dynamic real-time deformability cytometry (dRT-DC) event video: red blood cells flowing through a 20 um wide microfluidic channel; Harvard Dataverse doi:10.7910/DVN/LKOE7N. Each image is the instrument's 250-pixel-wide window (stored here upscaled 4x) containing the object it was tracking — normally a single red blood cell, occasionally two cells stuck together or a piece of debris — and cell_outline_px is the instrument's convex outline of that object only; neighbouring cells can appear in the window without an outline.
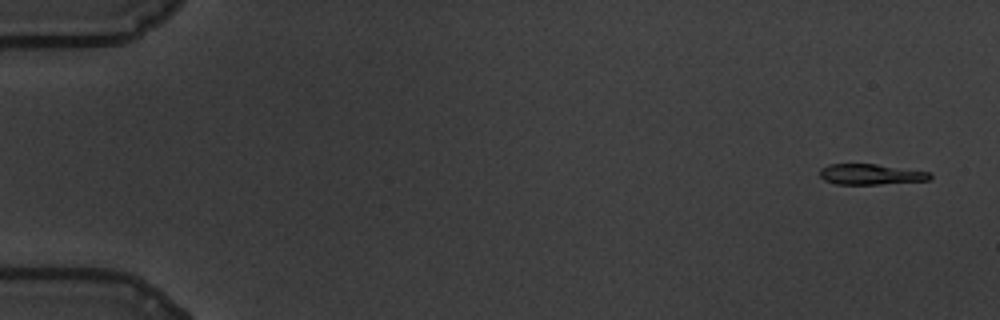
{"species": "common noctule bat (a hibernating species)", "species_latin": "Nyctalus noctula", "temperature_condition": "warm", "stored_images_in_passage": 60, "camera_frame_rate_fps": 3000, "um_per_image_px": 0.085, "animal": {"sex": "male", "body_mass_g": 19.5, "forearm_length_mm": 54.6}, "frame": {"image": 1, "passage_image": 3, "time_ms": 0.667, "image_size_px": [1000, 320], "cell_outline_px": [[932, 176], [928, 180], [880, 184], [836, 184], [824, 180], [820, 176], [820, 168], [828, 164], [876, 164], [932, 172]], "centroid_in_image_um": [74.0, 14.81], "position_along_channel_um": 11.0, "area_um2": 13.24}}
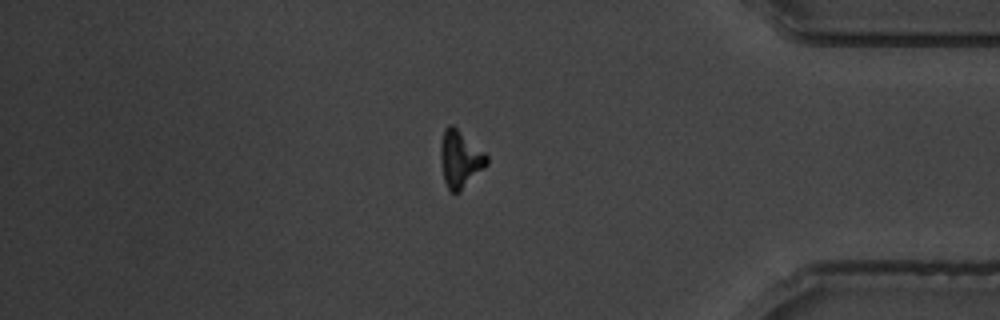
{"frame": {"image": 2, "passage_image": 51, "time_ms": 16.667, "image_size_px": [1000, 320], "cell_outline_px": [[488, 164], [460, 192], [452, 192], [448, 188], [444, 180], [440, 156], [440, 144], [444, 128], [448, 124], [452, 124], [484, 152], [488, 156]], "centroid_in_image_um": [39.1, 13.51], "position_along_channel_um": 396.1, "area_um2": 15.26}}
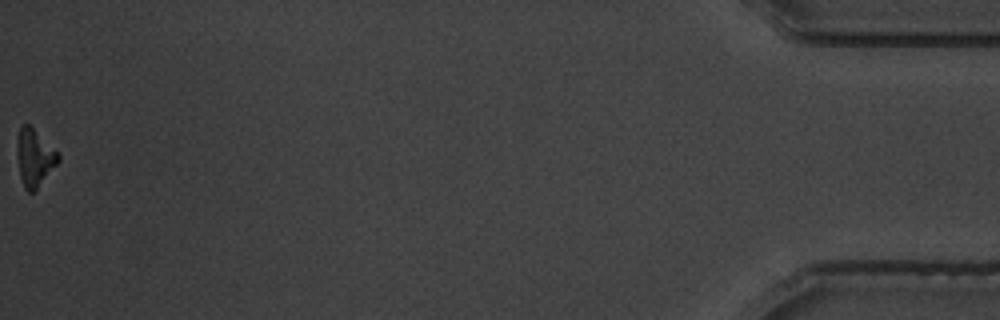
{"frame": {"image": 3, "passage_image": 60, "time_ms": 19.667, "image_size_px": [1000, 320], "cell_outline_px": [[60, 160], [36, 188], [32, 192], [28, 192], [24, 188], [20, 176], [16, 152], [16, 144], [20, 124], [28, 124], [60, 152]], "centroid_in_image_um": [2.92, 13.36], "position_along_channel_um": 432.3, "area_um2": 13.76}, "authors_computed_cell_mechanics": {"area_um2": 14.6523, "velocity_mm_per_s": 3.4629, "shape_relaxation_time_tau1_ms": 3.0431, "shape_relaxation_time_tau2_ms": null, "deformation_change_tau1": 0.1801, "deformation_change_tau2": null}}